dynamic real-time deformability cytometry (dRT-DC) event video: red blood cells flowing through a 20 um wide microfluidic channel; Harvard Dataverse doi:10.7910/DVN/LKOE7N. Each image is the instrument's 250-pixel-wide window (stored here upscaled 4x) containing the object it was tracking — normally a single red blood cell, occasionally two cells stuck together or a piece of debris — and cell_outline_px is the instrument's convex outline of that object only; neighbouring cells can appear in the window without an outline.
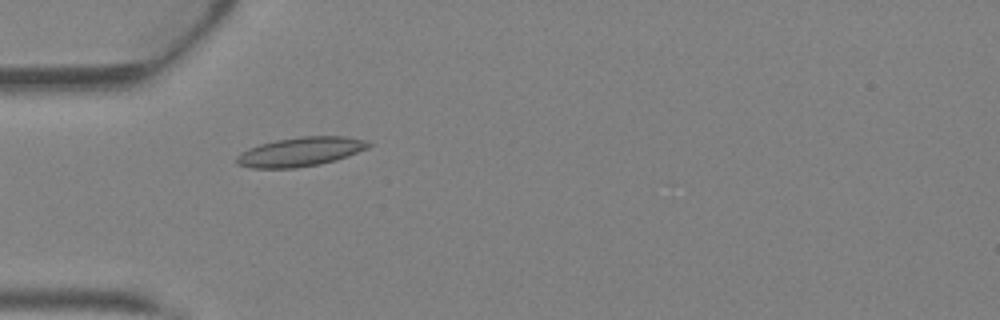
{"species": "Egyptian fruit bat (a non-hibernating species)", "species_latin": "Rousettus aegyptiacus", "temperature_condition": "warm", "stored_images_in_passage": 5, "camera_frame_rate_fps": 3000, "um_per_image_px": 0.085, "animal": {"sex": "female"}, "frame": {"image": 1, "passage_image": 4, "time_ms": 1.0, "image_size_px": [1000, 320], "cell_outline_px": [[372, 144], [368, 148], [348, 156], [336, 160], [320, 164], [296, 168], [252, 168], [236, 164], [236, 156], [240, 152], [248, 148], [260, 144], [276, 140], [300, 136], [344, 136], [368, 140]], "centroid_in_image_um": [25.54, 12.9], "position_along_channel_um": 59.5, "area_um2": 22.6}}